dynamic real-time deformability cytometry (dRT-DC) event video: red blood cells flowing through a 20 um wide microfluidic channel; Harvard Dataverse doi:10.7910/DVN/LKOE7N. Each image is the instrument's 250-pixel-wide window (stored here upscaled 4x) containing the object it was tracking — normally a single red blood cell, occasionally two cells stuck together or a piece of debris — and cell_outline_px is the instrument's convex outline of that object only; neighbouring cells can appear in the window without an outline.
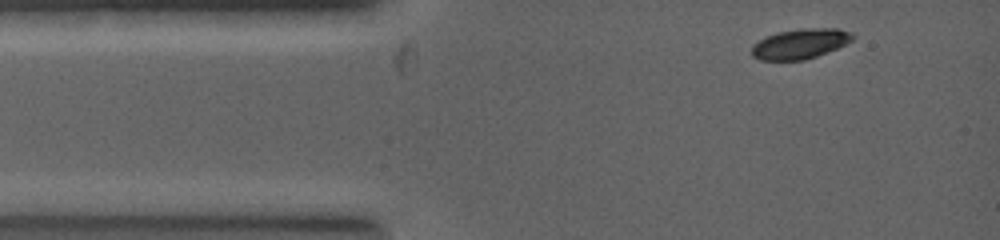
{"species": "common noctule bat (a hibernating species)", "species_latin": "Nyctalus noctula", "temperature_condition": "warm", "stored_images_in_passage": 3, "camera_frame_rate_fps": 5000, "um_per_image_px": 0.085, "animal": {"sex": "female", "body_mass_g": 19.0, "forearm_length_mm": 53.3}, "frame": {"image": 1, "passage_image": 1, "time_ms": 0.0, "image_size_px": [1000, 240], "cell_outline_px": [[852, 40], [836, 48], [816, 56], [804, 60], [760, 60], [752, 56], [752, 44], [768, 36], [780, 32], [812, 28], [836, 28], [852, 32]], "centroid_in_image_um": [67.99, 3.73], "position_along_channel_um": 17.0, "area_um2": 17.22}}
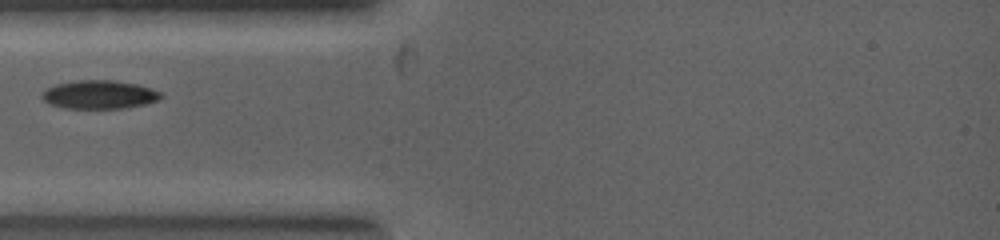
{"frame": {"image": 2, "passage_image": 3, "time_ms": 1.6, "image_size_px": [1000, 240], "cell_outline_px": [[164, 96], [156, 100], [144, 104], [124, 108], [64, 108], [52, 104], [44, 100], [44, 92], [48, 88], [56, 84], [80, 80], [112, 80], [136, 84], [160, 92]], "centroid_in_image_um": [8.46, 8.04], "position_along_channel_um": 76.5, "area_um2": 19.25}}